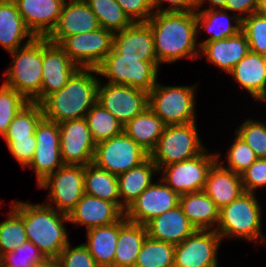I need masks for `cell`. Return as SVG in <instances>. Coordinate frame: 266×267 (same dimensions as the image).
Listing matches in <instances>:
<instances>
[{
    "label": "cell",
    "instance_id": "obj_1",
    "mask_svg": "<svg viewBox=\"0 0 266 267\" xmlns=\"http://www.w3.org/2000/svg\"><path fill=\"white\" fill-rule=\"evenodd\" d=\"M147 23L153 33L159 65L183 58L193 60L200 57V46L196 42V11L155 12Z\"/></svg>",
    "mask_w": 266,
    "mask_h": 267
},
{
    "label": "cell",
    "instance_id": "obj_2",
    "mask_svg": "<svg viewBox=\"0 0 266 267\" xmlns=\"http://www.w3.org/2000/svg\"><path fill=\"white\" fill-rule=\"evenodd\" d=\"M97 76L95 68H77L61 90L40 103L44 118L56 123L85 118L97 100Z\"/></svg>",
    "mask_w": 266,
    "mask_h": 267
},
{
    "label": "cell",
    "instance_id": "obj_3",
    "mask_svg": "<svg viewBox=\"0 0 266 267\" xmlns=\"http://www.w3.org/2000/svg\"><path fill=\"white\" fill-rule=\"evenodd\" d=\"M21 218L28 241L36 245L46 259H57L70 242L64 225L69 222L68 215L45 203L21 201Z\"/></svg>",
    "mask_w": 266,
    "mask_h": 267
},
{
    "label": "cell",
    "instance_id": "obj_4",
    "mask_svg": "<svg viewBox=\"0 0 266 267\" xmlns=\"http://www.w3.org/2000/svg\"><path fill=\"white\" fill-rule=\"evenodd\" d=\"M261 207L254 193L243 192L219 211L216 232L222 238H240L248 242L266 243L262 233ZM259 241V242H258Z\"/></svg>",
    "mask_w": 266,
    "mask_h": 267
},
{
    "label": "cell",
    "instance_id": "obj_5",
    "mask_svg": "<svg viewBox=\"0 0 266 267\" xmlns=\"http://www.w3.org/2000/svg\"><path fill=\"white\" fill-rule=\"evenodd\" d=\"M10 67L4 72L3 82L14 88L28 102L41 103L43 37H35L27 45L10 52Z\"/></svg>",
    "mask_w": 266,
    "mask_h": 267
},
{
    "label": "cell",
    "instance_id": "obj_6",
    "mask_svg": "<svg viewBox=\"0 0 266 267\" xmlns=\"http://www.w3.org/2000/svg\"><path fill=\"white\" fill-rule=\"evenodd\" d=\"M196 87L164 86L157 82L149 92L148 106L166 126L195 122Z\"/></svg>",
    "mask_w": 266,
    "mask_h": 267
},
{
    "label": "cell",
    "instance_id": "obj_7",
    "mask_svg": "<svg viewBox=\"0 0 266 267\" xmlns=\"http://www.w3.org/2000/svg\"><path fill=\"white\" fill-rule=\"evenodd\" d=\"M159 67L158 61L123 57L112 49L96 70L98 75L108 79L107 83L124 84L149 93L157 83Z\"/></svg>",
    "mask_w": 266,
    "mask_h": 267
},
{
    "label": "cell",
    "instance_id": "obj_8",
    "mask_svg": "<svg viewBox=\"0 0 266 267\" xmlns=\"http://www.w3.org/2000/svg\"><path fill=\"white\" fill-rule=\"evenodd\" d=\"M207 150L202 146L196 121L181 125H167L149 157L158 169L190 159Z\"/></svg>",
    "mask_w": 266,
    "mask_h": 267
},
{
    "label": "cell",
    "instance_id": "obj_9",
    "mask_svg": "<svg viewBox=\"0 0 266 267\" xmlns=\"http://www.w3.org/2000/svg\"><path fill=\"white\" fill-rule=\"evenodd\" d=\"M84 173L83 165L64 164L48 175L37 185L49 190L48 203L45 204L68 215L85 194Z\"/></svg>",
    "mask_w": 266,
    "mask_h": 267
},
{
    "label": "cell",
    "instance_id": "obj_10",
    "mask_svg": "<svg viewBox=\"0 0 266 267\" xmlns=\"http://www.w3.org/2000/svg\"><path fill=\"white\" fill-rule=\"evenodd\" d=\"M148 157L149 153L123 131L109 140L96 144L93 163L118 176L140 165Z\"/></svg>",
    "mask_w": 266,
    "mask_h": 267
},
{
    "label": "cell",
    "instance_id": "obj_11",
    "mask_svg": "<svg viewBox=\"0 0 266 267\" xmlns=\"http://www.w3.org/2000/svg\"><path fill=\"white\" fill-rule=\"evenodd\" d=\"M205 150L190 159L169 164L159 169L161 180L179 196L191 192L203 191L207 174L217 161V154Z\"/></svg>",
    "mask_w": 266,
    "mask_h": 267
},
{
    "label": "cell",
    "instance_id": "obj_12",
    "mask_svg": "<svg viewBox=\"0 0 266 267\" xmlns=\"http://www.w3.org/2000/svg\"><path fill=\"white\" fill-rule=\"evenodd\" d=\"M113 32L102 27L65 37L58 45L78 68H97L112 50Z\"/></svg>",
    "mask_w": 266,
    "mask_h": 267
},
{
    "label": "cell",
    "instance_id": "obj_13",
    "mask_svg": "<svg viewBox=\"0 0 266 267\" xmlns=\"http://www.w3.org/2000/svg\"><path fill=\"white\" fill-rule=\"evenodd\" d=\"M149 93L124 84H103L101 79L97 87V100L119 122L125 125L148 107Z\"/></svg>",
    "mask_w": 266,
    "mask_h": 267
},
{
    "label": "cell",
    "instance_id": "obj_14",
    "mask_svg": "<svg viewBox=\"0 0 266 267\" xmlns=\"http://www.w3.org/2000/svg\"><path fill=\"white\" fill-rule=\"evenodd\" d=\"M222 238L216 231L195 230L175 245L174 267H218Z\"/></svg>",
    "mask_w": 266,
    "mask_h": 267
},
{
    "label": "cell",
    "instance_id": "obj_15",
    "mask_svg": "<svg viewBox=\"0 0 266 267\" xmlns=\"http://www.w3.org/2000/svg\"><path fill=\"white\" fill-rule=\"evenodd\" d=\"M34 135L36 149L32 160L26 167L34 170L38 185L64 163L59 145L60 128L58 123L43 118L37 125Z\"/></svg>",
    "mask_w": 266,
    "mask_h": 267
},
{
    "label": "cell",
    "instance_id": "obj_16",
    "mask_svg": "<svg viewBox=\"0 0 266 267\" xmlns=\"http://www.w3.org/2000/svg\"><path fill=\"white\" fill-rule=\"evenodd\" d=\"M60 151L64 164L83 165L93 163L96 143L85 118L58 123Z\"/></svg>",
    "mask_w": 266,
    "mask_h": 267
},
{
    "label": "cell",
    "instance_id": "obj_17",
    "mask_svg": "<svg viewBox=\"0 0 266 267\" xmlns=\"http://www.w3.org/2000/svg\"><path fill=\"white\" fill-rule=\"evenodd\" d=\"M159 181L146 188L125 210L127 220L145 225L152 218L179 205L180 196L160 178Z\"/></svg>",
    "mask_w": 266,
    "mask_h": 267
},
{
    "label": "cell",
    "instance_id": "obj_18",
    "mask_svg": "<svg viewBox=\"0 0 266 267\" xmlns=\"http://www.w3.org/2000/svg\"><path fill=\"white\" fill-rule=\"evenodd\" d=\"M100 28L97 17L85 0H65L55 28L46 37L59 44L65 37L88 33Z\"/></svg>",
    "mask_w": 266,
    "mask_h": 267
},
{
    "label": "cell",
    "instance_id": "obj_19",
    "mask_svg": "<svg viewBox=\"0 0 266 267\" xmlns=\"http://www.w3.org/2000/svg\"><path fill=\"white\" fill-rule=\"evenodd\" d=\"M77 68L58 44L43 37L41 102L61 90Z\"/></svg>",
    "mask_w": 266,
    "mask_h": 267
},
{
    "label": "cell",
    "instance_id": "obj_20",
    "mask_svg": "<svg viewBox=\"0 0 266 267\" xmlns=\"http://www.w3.org/2000/svg\"><path fill=\"white\" fill-rule=\"evenodd\" d=\"M112 49L123 57L157 61L153 33L147 22H134L129 27L114 32Z\"/></svg>",
    "mask_w": 266,
    "mask_h": 267
},
{
    "label": "cell",
    "instance_id": "obj_21",
    "mask_svg": "<svg viewBox=\"0 0 266 267\" xmlns=\"http://www.w3.org/2000/svg\"><path fill=\"white\" fill-rule=\"evenodd\" d=\"M124 212L114 203L84 194L68 214L70 223L85 226L86 231L118 222Z\"/></svg>",
    "mask_w": 266,
    "mask_h": 267
},
{
    "label": "cell",
    "instance_id": "obj_22",
    "mask_svg": "<svg viewBox=\"0 0 266 267\" xmlns=\"http://www.w3.org/2000/svg\"><path fill=\"white\" fill-rule=\"evenodd\" d=\"M65 0H17L18 12L35 37H47L55 28Z\"/></svg>",
    "mask_w": 266,
    "mask_h": 267
},
{
    "label": "cell",
    "instance_id": "obj_23",
    "mask_svg": "<svg viewBox=\"0 0 266 267\" xmlns=\"http://www.w3.org/2000/svg\"><path fill=\"white\" fill-rule=\"evenodd\" d=\"M249 51L248 40L245 34L240 31L225 39L204 42L200 46L199 56L204 55L207 61L229 74Z\"/></svg>",
    "mask_w": 266,
    "mask_h": 267
},
{
    "label": "cell",
    "instance_id": "obj_24",
    "mask_svg": "<svg viewBox=\"0 0 266 267\" xmlns=\"http://www.w3.org/2000/svg\"><path fill=\"white\" fill-rule=\"evenodd\" d=\"M145 227L148 237L173 245L183 242L196 230L180 205L152 218L145 224Z\"/></svg>",
    "mask_w": 266,
    "mask_h": 267
},
{
    "label": "cell",
    "instance_id": "obj_25",
    "mask_svg": "<svg viewBox=\"0 0 266 267\" xmlns=\"http://www.w3.org/2000/svg\"><path fill=\"white\" fill-rule=\"evenodd\" d=\"M229 74L254 100H266V56L249 51Z\"/></svg>",
    "mask_w": 266,
    "mask_h": 267
},
{
    "label": "cell",
    "instance_id": "obj_26",
    "mask_svg": "<svg viewBox=\"0 0 266 267\" xmlns=\"http://www.w3.org/2000/svg\"><path fill=\"white\" fill-rule=\"evenodd\" d=\"M221 209L237 199L243 192L241 175L224 168L216 161L210 168L203 190Z\"/></svg>",
    "mask_w": 266,
    "mask_h": 267
},
{
    "label": "cell",
    "instance_id": "obj_27",
    "mask_svg": "<svg viewBox=\"0 0 266 267\" xmlns=\"http://www.w3.org/2000/svg\"><path fill=\"white\" fill-rule=\"evenodd\" d=\"M34 38L18 12L15 2L0 1V46L10 53L27 45Z\"/></svg>",
    "mask_w": 266,
    "mask_h": 267
},
{
    "label": "cell",
    "instance_id": "obj_28",
    "mask_svg": "<svg viewBox=\"0 0 266 267\" xmlns=\"http://www.w3.org/2000/svg\"><path fill=\"white\" fill-rule=\"evenodd\" d=\"M179 205L196 230H216L220 209L204 191L181 195Z\"/></svg>",
    "mask_w": 266,
    "mask_h": 267
},
{
    "label": "cell",
    "instance_id": "obj_29",
    "mask_svg": "<svg viewBox=\"0 0 266 267\" xmlns=\"http://www.w3.org/2000/svg\"><path fill=\"white\" fill-rule=\"evenodd\" d=\"M154 173L159 174V169L153 160L148 157L140 165L117 176L121 210H125L138 196L153 182Z\"/></svg>",
    "mask_w": 266,
    "mask_h": 267
},
{
    "label": "cell",
    "instance_id": "obj_30",
    "mask_svg": "<svg viewBox=\"0 0 266 267\" xmlns=\"http://www.w3.org/2000/svg\"><path fill=\"white\" fill-rule=\"evenodd\" d=\"M145 225L133 223L123 216L119 220V236L114 267H134L136 258L147 237Z\"/></svg>",
    "mask_w": 266,
    "mask_h": 267
},
{
    "label": "cell",
    "instance_id": "obj_31",
    "mask_svg": "<svg viewBox=\"0 0 266 267\" xmlns=\"http://www.w3.org/2000/svg\"><path fill=\"white\" fill-rule=\"evenodd\" d=\"M83 243L99 267H114V256L119 236V221L87 230Z\"/></svg>",
    "mask_w": 266,
    "mask_h": 267
},
{
    "label": "cell",
    "instance_id": "obj_32",
    "mask_svg": "<svg viewBox=\"0 0 266 267\" xmlns=\"http://www.w3.org/2000/svg\"><path fill=\"white\" fill-rule=\"evenodd\" d=\"M233 20V21H232ZM196 21H197V33L204 28L206 33L211 34L210 37L198 42L201 46L206 41H216L225 39L241 31L242 20L237 16H230L228 11L224 9H211L196 11ZM233 24H232V22Z\"/></svg>",
    "mask_w": 266,
    "mask_h": 267
},
{
    "label": "cell",
    "instance_id": "obj_33",
    "mask_svg": "<svg viewBox=\"0 0 266 267\" xmlns=\"http://www.w3.org/2000/svg\"><path fill=\"white\" fill-rule=\"evenodd\" d=\"M166 125L149 108L123 125V131L149 154L156 147Z\"/></svg>",
    "mask_w": 266,
    "mask_h": 267
},
{
    "label": "cell",
    "instance_id": "obj_34",
    "mask_svg": "<svg viewBox=\"0 0 266 267\" xmlns=\"http://www.w3.org/2000/svg\"><path fill=\"white\" fill-rule=\"evenodd\" d=\"M84 192L112 202L121 209L117 176L97 167L94 163L85 166Z\"/></svg>",
    "mask_w": 266,
    "mask_h": 267
},
{
    "label": "cell",
    "instance_id": "obj_35",
    "mask_svg": "<svg viewBox=\"0 0 266 267\" xmlns=\"http://www.w3.org/2000/svg\"><path fill=\"white\" fill-rule=\"evenodd\" d=\"M10 203H12L11 209L6 213L8 219L0 222V257L28 241L21 218V201Z\"/></svg>",
    "mask_w": 266,
    "mask_h": 267
},
{
    "label": "cell",
    "instance_id": "obj_36",
    "mask_svg": "<svg viewBox=\"0 0 266 267\" xmlns=\"http://www.w3.org/2000/svg\"><path fill=\"white\" fill-rule=\"evenodd\" d=\"M85 119L96 144L123 132V124L97 102L87 112Z\"/></svg>",
    "mask_w": 266,
    "mask_h": 267
},
{
    "label": "cell",
    "instance_id": "obj_37",
    "mask_svg": "<svg viewBox=\"0 0 266 267\" xmlns=\"http://www.w3.org/2000/svg\"><path fill=\"white\" fill-rule=\"evenodd\" d=\"M44 118L41 104L28 102L22 107L10 123L3 139H31L37 125Z\"/></svg>",
    "mask_w": 266,
    "mask_h": 267
},
{
    "label": "cell",
    "instance_id": "obj_38",
    "mask_svg": "<svg viewBox=\"0 0 266 267\" xmlns=\"http://www.w3.org/2000/svg\"><path fill=\"white\" fill-rule=\"evenodd\" d=\"M175 245L146 237L134 267H174Z\"/></svg>",
    "mask_w": 266,
    "mask_h": 267
},
{
    "label": "cell",
    "instance_id": "obj_39",
    "mask_svg": "<svg viewBox=\"0 0 266 267\" xmlns=\"http://www.w3.org/2000/svg\"><path fill=\"white\" fill-rule=\"evenodd\" d=\"M97 17L100 27L113 33L129 27L133 22L116 0H85Z\"/></svg>",
    "mask_w": 266,
    "mask_h": 267
},
{
    "label": "cell",
    "instance_id": "obj_40",
    "mask_svg": "<svg viewBox=\"0 0 266 267\" xmlns=\"http://www.w3.org/2000/svg\"><path fill=\"white\" fill-rule=\"evenodd\" d=\"M46 260L36 245L26 241L14 251L1 256V267H38Z\"/></svg>",
    "mask_w": 266,
    "mask_h": 267
},
{
    "label": "cell",
    "instance_id": "obj_41",
    "mask_svg": "<svg viewBox=\"0 0 266 267\" xmlns=\"http://www.w3.org/2000/svg\"><path fill=\"white\" fill-rule=\"evenodd\" d=\"M28 101L4 83L0 87V135L3 137L15 115Z\"/></svg>",
    "mask_w": 266,
    "mask_h": 267
},
{
    "label": "cell",
    "instance_id": "obj_42",
    "mask_svg": "<svg viewBox=\"0 0 266 267\" xmlns=\"http://www.w3.org/2000/svg\"><path fill=\"white\" fill-rule=\"evenodd\" d=\"M217 161L226 169L232 170L234 173L240 174L244 172L253 162L256 161L257 157L254 151L249 145L241 139L237 134L234 138L233 143L229 147L227 153V167L220 159V153L216 152Z\"/></svg>",
    "mask_w": 266,
    "mask_h": 267
},
{
    "label": "cell",
    "instance_id": "obj_43",
    "mask_svg": "<svg viewBox=\"0 0 266 267\" xmlns=\"http://www.w3.org/2000/svg\"><path fill=\"white\" fill-rule=\"evenodd\" d=\"M235 133L254 151L257 158H266V122L246 119Z\"/></svg>",
    "mask_w": 266,
    "mask_h": 267
},
{
    "label": "cell",
    "instance_id": "obj_44",
    "mask_svg": "<svg viewBox=\"0 0 266 267\" xmlns=\"http://www.w3.org/2000/svg\"><path fill=\"white\" fill-rule=\"evenodd\" d=\"M241 31L248 40L250 51L266 56V17L250 14L242 19Z\"/></svg>",
    "mask_w": 266,
    "mask_h": 267
},
{
    "label": "cell",
    "instance_id": "obj_45",
    "mask_svg": "<svg viewBox=\"0 0 266 267\" xmlns=\"http://www.w3.org/2000/svg\"><path fill=\"white\" fill-rule=\"evenodd\" d=\"M57 261L62 267H99L83 243L72 247L69 242L61 251Z\"/></svg>",
    "mask_w": 266,
    "mask_h": 267
},
{
    "label": "cell",
    "instance_id": "obj_46",
    "mask_svg": "<svg viewBox=\"0 0 266 267\" xmlns=\"http://www.w3.org/2000/svg\"><path fill=\"white\" fill-rule=\"evenodd\" d=\"M244 192L254 193L257 188L266 186V158H257L241 173Z\"/></svg>",
    "mask_w": 266,
    "mask_h": 267
},
{
    "label": "cell",
    "instance_id": "obj_47",
    "mask_svg": "<svg viewBox=\"0 0 266 267\" xmlns=\"http://www.w3.org/2000/svg\"><path fill=\"white\" fill-rule=\"evenodd\" d=\"M11 155L20 163L23 169L32 160L36 149L35 135H31V139H4Z\"/></svg>",
    "mask_w": 266,
    "mask_h": 267
},
{
    "label": "cell",
    "instance_id": "obj_48",
    "mask_svg": "<svg viewBox=\"0 0 266 267\" xmlns=\"http://www.w3.org/2000/svg\"><path fill=\"white\" fill-rule=\"evenodd\" d=\"M122 10L134 22H147L155 13L150 0H116Z\"/></svg>",
    "mask_w": 266,
    "mask_h": 267
},
{
    "label": "cell",
    "instance_id": "obj_49",
    "mask_svg": "<svg viewBox=\"0 0 266 267\" xmlns=\"http://www.w3.org/2000/svg\"><path fill=\"white\" fill-rule=\"evenodd\" d=\"M154 12H189L195 11L196 0H150ZM170 4L162 8L161 4Z\"/></svg>",
    "mask_w": 266,
    "mask_h": 267
},
{
    "label": "cell",
    "instance_id": "obj_50",
    "mask_svg": "<svg viewBox=\"0 0 266 267\" xmlns=\"http://www.w3.org/2000/svg\"><path fill=\"white\" fill-rule=\"evenodd\" d=\"M258 3L259 0H227L224 10L235 13L242 20L256 13Z\"/></svg>",
    "mask_w": 266,
    "mask_h": 267
},
{
    "label": "cell",
    "instance_id": "obj_51",
    "mask_svg": "<svg viewBox=\"0 0 266 267\" xmlns=\"http://www.w3.org/2000/svg\"><path fill=\"white\" fill-rule=\"evenodd\" d=\"M226 2H227V0H196L195 11H203V10H211V9H224ZM204 3H206V4L209 3L210 6L207 7L206 9H200Z\"/></svg>",
    "mask_w": 266,
    "mask_h": 267
},
{
    "label": "cell",
    "instance_id": "obj_52",
    "mask_svg": "<svg viewBox=\"0 0 266 267\" xmlns=\"http://www.w3.org/2000/svg\"><path fill=\"white\" fill-rule=\"evenodd\" d=\"M256 13L260 16L266 17V0H259Z\"/></svg>",
    "mask_w": 266,
    "mask_h": 267
},
{
    "label": "cell",
    "instance_id": "obj_53",
    "mask_svg": "<svg viewBox=\"0 0 266 267\" xmlns=\"http://www.w3.org/2000/svg\"><path fill=\"white\" fill-rule=\"evenodd\" d=\"M38 267H62V265L57 261V259H47L43 264Z\"/></svg>",
    "mask_w": 266,
    "mask_h": 267
},
{
    "label": "cell",
    "instance_id": "obj_54",
    "mask_svg": "<svg viewBox=\"0 0 266 267\" xmlns=\"http://www.w3.org/2000/svg\"><path fill=\"white\" fill-rule=\"evenodd\" d=\"M1 2H16L17 0H0Z\"/></svg>",
    "mask_w": 266,
    "mask_h": 267
}]
</instances>
